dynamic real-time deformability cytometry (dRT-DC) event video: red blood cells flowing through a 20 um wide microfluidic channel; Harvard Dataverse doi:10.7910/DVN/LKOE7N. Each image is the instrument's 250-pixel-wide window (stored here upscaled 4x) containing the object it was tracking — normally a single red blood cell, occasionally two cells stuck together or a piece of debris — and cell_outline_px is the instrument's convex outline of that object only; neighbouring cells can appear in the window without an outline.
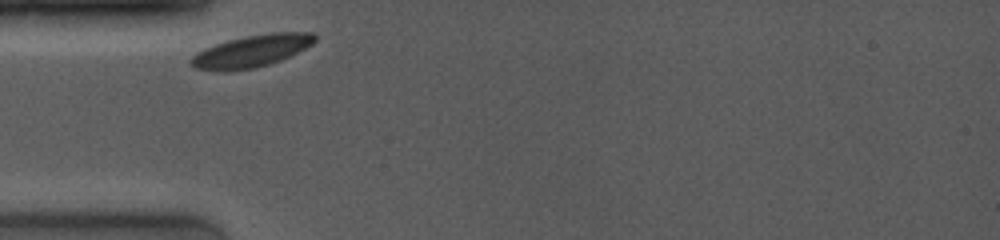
{"species": "common noctule bat (a hibernating species)", "species_latin": "Nyctalus noctula", "temperature_condition": "room temperature", "stored_images_in_passage": 28, "camera_frame_rate_fps": 4000, "um_per_image_px": 0.085, "animal": {"sex": "female", "body_mass_g": 19.0, "forearm_length_mm": 53.3}, "frame": {"image": 1, "passage_image": 1, "time_ms": 0.0, "image_size_px": [1000, 240], "cell_outline_px": [[316, 40], [312, 44], [280, 60], [268, 64], [252, 68], [224, 72], [216, 72], [196, 68], [188, 60], [196, 52], [204, 48], [228, 40], [244, 36], [272, 32], [312, 32], [316, 36]], "centroid_in_image_um": [21.33, 4.34], "position_along_channel_um": 63.7, "area_um2": 23.12}}
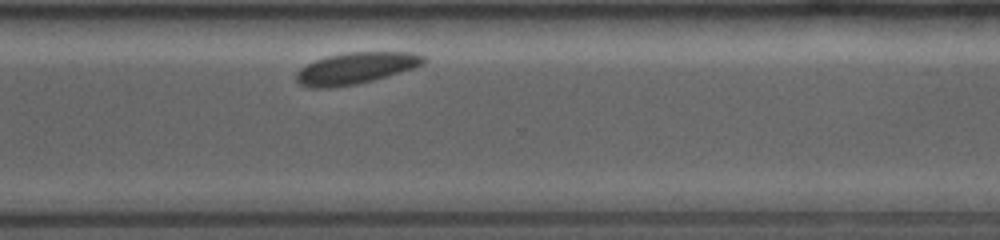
{"frame": {"image": 2, "passage_image": 25, "time_ms": 7.75, "image_size_px": [1000, 240], "cell_outline_px": [[428, 60], [424, 64], [416, 68], [372, 80], [356, 84], [328, 88], [312, 88], [300, 84], [296, 80], [296, 72], [300, 68], [316, 60], [328, 56], [348, 52], [412, 52], [424, 56]], "centroid_in_image_um": [30.28, 5.79], "position_along_channel_um": 340.3, "area_um2": 23.35}}
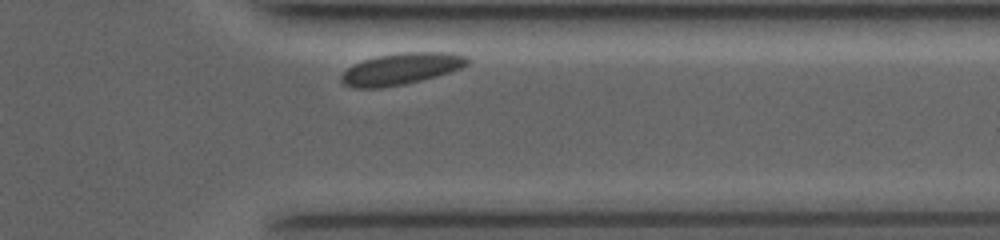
{"frame": {"image": 3, "passage_image": 27, "time_ms": 8.75, "image_size_px": [1000, 240], "cell_outline_px": [[472, 60], [468, 64], [460, 68], [436, 76], [404, 84], [380, 88], [352, 88], [344, 84], [340, 80], [340, 76], [352, 64], [376, 56], [404, 52], [452, 52], [468, 56]], "centroid_in_image_um": [34.11, 5.84], "position_along_channel_um": 377.3, "area_um2": 23.29}, "authors_computed_cell_mechanics": {"area_um2": 23.3512, "velocity_mm_per_s": 3.5623, "shape_relaxation_time_tau1_ms": 1.7027, "shape_relaxation_time_tau2_ms": null, "deformation_change_tau1": 0.0606, "deformation_change_tau2": null}}